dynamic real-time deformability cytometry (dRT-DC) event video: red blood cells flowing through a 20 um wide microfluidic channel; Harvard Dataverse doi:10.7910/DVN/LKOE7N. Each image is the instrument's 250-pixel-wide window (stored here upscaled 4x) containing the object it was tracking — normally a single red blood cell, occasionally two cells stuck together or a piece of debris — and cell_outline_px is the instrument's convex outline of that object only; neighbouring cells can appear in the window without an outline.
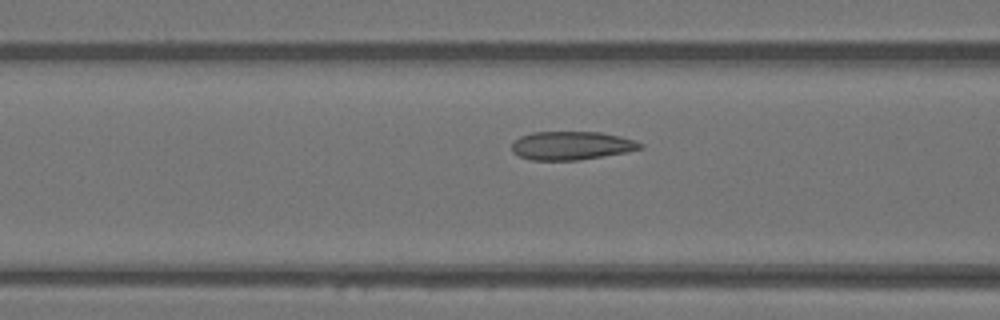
{"species": "Egyptian fruit bat (a non-hibernating species)", "species_latin": "Rousettus aegyptiacus", "temperature_condition": "warm", "stored_images_in_passage": 14, "camera_frame_rate_fps": 3000, "um_per_image_px": 0.085, "animal": {"sex": "female"}, "frame": {"image": 1, "passage_image": 12, "time_ms": 3.667, "image_size_px": [1000, 320], "cell_outline_px": [[644, 148], [604, 156], [580, 160], [532, 160], [520, 156], [512, 152], [512, 144], [520, 136], [532, 132], [600, 132], [620, 136], [636, 140], [644, 144]], "centroid_in_image_um": [48.6, 12.37], "position_along_channel_um": 118.0, "area_um2": 21.33}}